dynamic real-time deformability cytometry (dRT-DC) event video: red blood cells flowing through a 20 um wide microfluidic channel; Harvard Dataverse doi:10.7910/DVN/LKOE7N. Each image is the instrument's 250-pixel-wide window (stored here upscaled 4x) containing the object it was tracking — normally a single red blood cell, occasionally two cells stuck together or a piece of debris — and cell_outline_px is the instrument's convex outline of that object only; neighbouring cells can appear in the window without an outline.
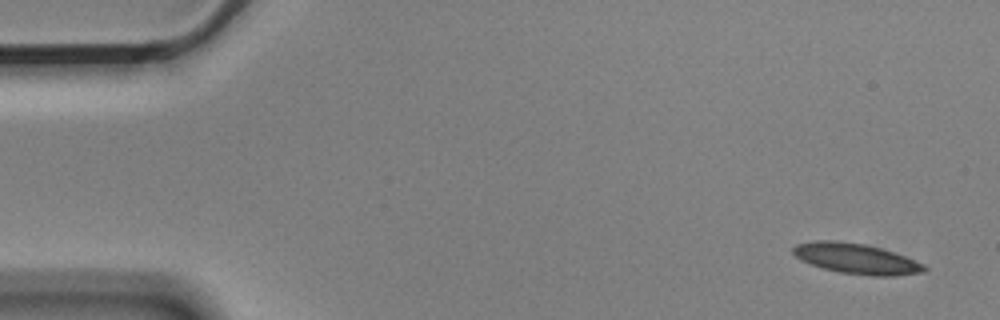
{"species": "Egyptian fruit bat (a non-hibernating species)", "species_latin": "Rousettus aegyptiacus", "temperature_condition": "cold", "stored_images_in_passage": 4, "camera_frame_rate_fps": 3000, "um_per_image_px": 0.085, "animal": {"sex": "male"}, "frame": {"image": 1, "passage_image": 1, "time_ms": 0.0, "image_size_px": [1000, 320], "cell_outline_px": [[928, 268], [924, 272], [892, 276], [868, 276], [840, 272], [824, 268], [800, 260], [792, 252], [792, 248], [796, 244], [816, 240], [836, 240], [864, 244], [880, 248], [904, 256], [924, 264]], "centroid_in_image_um": [72.77, 21.98], "position_along_channel_um": 12.2, "area_um2": 23.12}}